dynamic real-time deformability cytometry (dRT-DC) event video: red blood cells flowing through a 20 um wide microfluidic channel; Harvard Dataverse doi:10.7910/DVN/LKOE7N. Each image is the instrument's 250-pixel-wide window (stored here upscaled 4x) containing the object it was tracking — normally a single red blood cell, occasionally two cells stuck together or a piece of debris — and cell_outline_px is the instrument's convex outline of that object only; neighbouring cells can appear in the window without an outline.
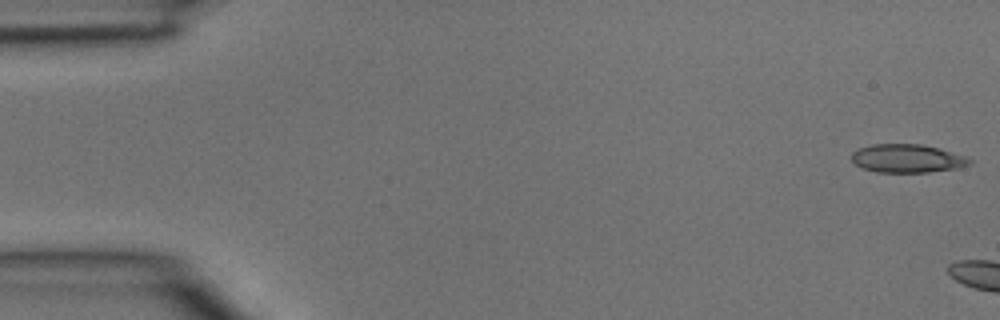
{"species": "common noctule bat (a hibernating species)", "species_latin": "Nyctalus noctula", "temperature_condition": "room temperature", "stored_images_in_passage": 4, "camera_frame_rate_fps": 3000, "um_per_image_px": 0.085, "animal": {"sex": "male", "body_mass_g": 15.6}, "frame": {"image": 1, "passage_image": 1, "time_ms": 0.0, "image_size_px": [1000, 320], "cell_outline_px": [[972, 164], [956, 168], [928, 172], [876, 172], [864, 168], [856, 164], [852, 160], [852, 152], [860, 148], [872, 144], [920, 144], [936, 148], [964, 156], [972, 160]], "centroid_in_image_um": [77.1, 13.47], "position_along_channel_um": 7.9, "area_um2": 19.19}}
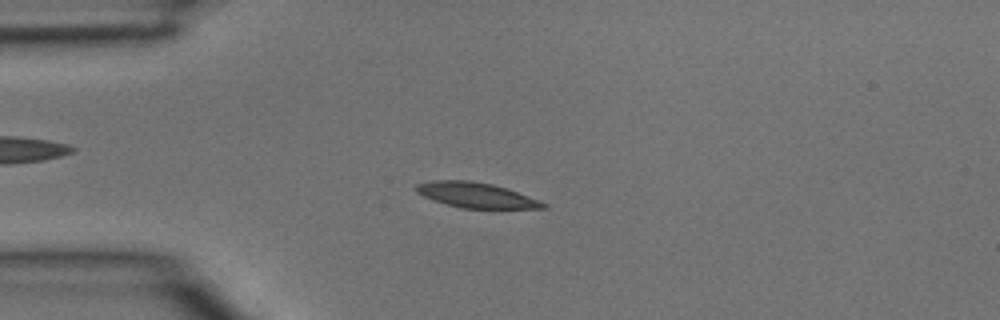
{"frame": {"image": 2, "passage_image": 4, "time_ms": 1.0, "image_size_px": [1000, 320], "cell_outline_px": [[548, 208], [460, 208], [424, 196], [416, 192], [416, 184], [432, 180], [468, 180], [492, 184], [540, 200], [548, 204]], "centroid_in_image_um": [40.47, 16.58], "position_along_channel_um": 44.5, "area_um2": 18.32}}